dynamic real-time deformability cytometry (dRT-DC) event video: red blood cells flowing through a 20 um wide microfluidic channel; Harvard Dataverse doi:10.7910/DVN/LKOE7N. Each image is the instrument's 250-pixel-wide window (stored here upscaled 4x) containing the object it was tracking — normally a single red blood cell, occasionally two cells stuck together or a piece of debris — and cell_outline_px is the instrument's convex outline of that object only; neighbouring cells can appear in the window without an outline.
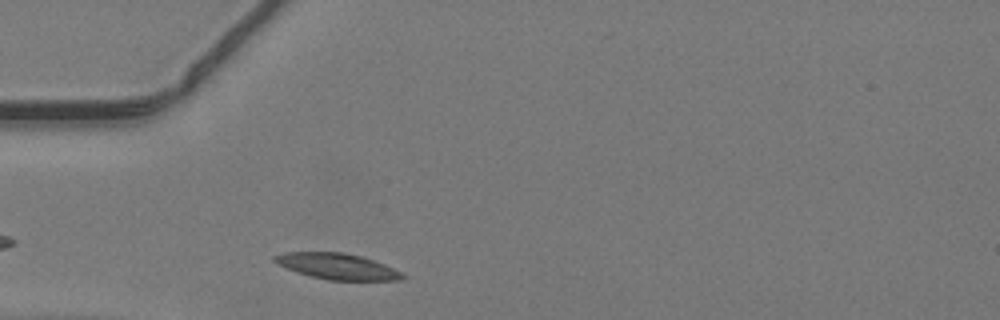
{"species": "common noctule bat (a hibernating species)", "species_latin": "Nyctalus noctula", "temperature_condition": "warm", "stored_images_in_passage": 26, "camera_frame_rate_fps": 3000, "um_per_image_px": 0.085, "animal": {"sex": "male", "body_mass_g": 19.2, "forearm_length_mm": 51.8}, "frame": {"image": 1, "passage_image": 2, "time_ms": 0.333, "image_size_px": [1000, 320], "cell_outline_px": [[408, 276], [400, 280], [328, 280], [296, 272], [276, 264], [272, 260], [272, 256], [284, 252], [344, 252], [360, 256], [384, 264]], "centroid_in_image_um": [28.61, 22.63], "position_along_channel_um": 56.4, "area_um2": 19.31}}
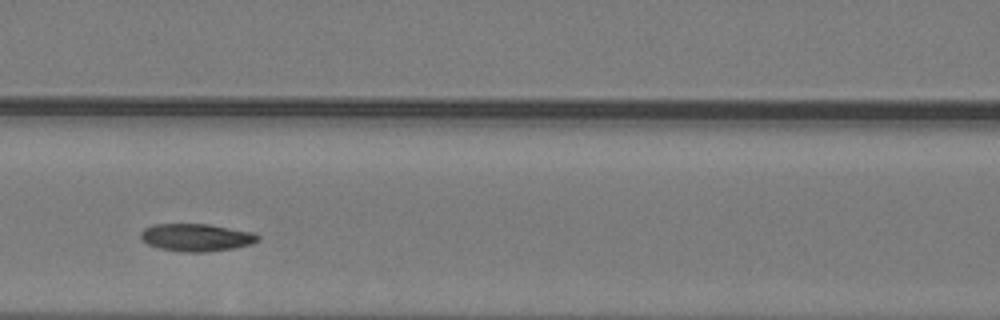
{"frame": {"image": 2, "passage_image": 9, "time_ms": 2.667, "image_size_px": [1000, 320], "cell_outline_px": [[260, 240], [252, 244], [236, 248], [204, 252], [184, 252], [160, 248], [148, 244], [140, 240], [140, 232], [144, 228], [152, 224], [208, 224], [256, 232], [260, 236]], "centroid_in_image_um": [16.72, 20.18], "position_along_channel_um": 149.9, "area_um2": 19.13}}
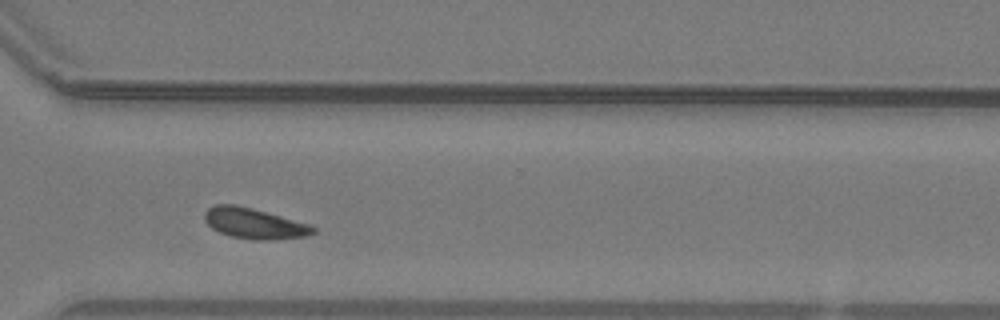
{"frame": {"image": 3, "passage_image": 23, "time_ms": 7.333, "image_size_px": [1000, 320], "cell_outline_px": [[316, 232], [308, 236], [272, 240], [256, 240], [232, 236], [220, 232], [212, 228], [204, 220], [204, 212], [208, 208], [216, 204], [236, 204], [252, 208], [312, 224], [316, 228]], "centroid_in_image_um": [21.65, 18.99], "position_along_channel_um": 348.9, "area_um2": 19.54}}